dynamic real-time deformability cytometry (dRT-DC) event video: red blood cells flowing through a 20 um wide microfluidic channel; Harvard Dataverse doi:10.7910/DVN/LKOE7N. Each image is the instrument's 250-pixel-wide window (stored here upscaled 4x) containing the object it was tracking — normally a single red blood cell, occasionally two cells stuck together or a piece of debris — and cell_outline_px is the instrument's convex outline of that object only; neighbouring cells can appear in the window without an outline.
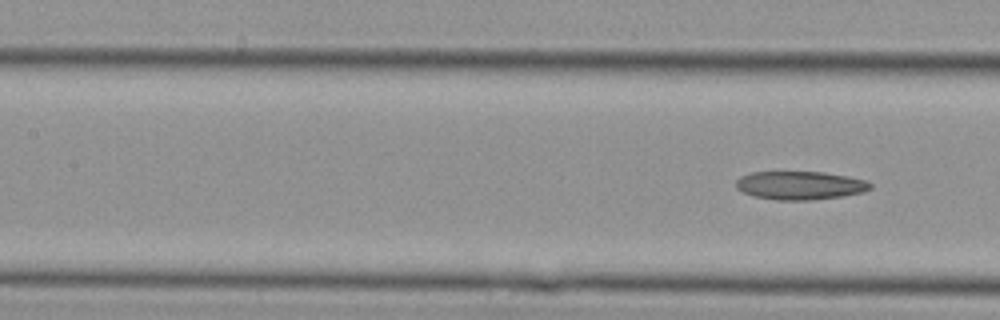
{"species": "Egyptian fruit bat (a non-hibernating species)", "species_latin": "Rousettus aegyptiacus", "temperature_condition": "cold", "stored_images_in_passage": 6, "segment_of_instrument_passage": [2, 2], "camera_frame_rate_fps": 3000, "um_per_image_px": 0.085, "animal": {"sex": "female"}, "frame": {"image": 1, "passage_image": 6, "time_ms": 1.667, "image_size_px": [1000, 320], "cell_outline_px": [[872, 188], [864, 192], [844, 196], [808, 200], [776, 200], [752, 196], [736, 188], [736, 180], [740, 176], [752, 172], [824, 172], [848, 176], [864, 180], [872, 184]], "centroid_in_image_um": [68.0, 15.76], "position_along_channel_um": 139.4, "area_um2": 22.31}}